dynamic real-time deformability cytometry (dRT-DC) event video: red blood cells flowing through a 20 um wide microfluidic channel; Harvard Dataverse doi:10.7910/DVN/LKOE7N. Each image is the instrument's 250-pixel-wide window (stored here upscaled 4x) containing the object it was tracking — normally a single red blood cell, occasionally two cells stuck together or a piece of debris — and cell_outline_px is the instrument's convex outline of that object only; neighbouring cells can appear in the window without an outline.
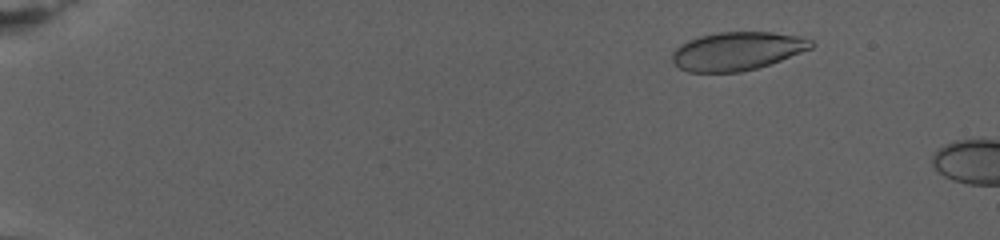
{"species": "human", "species_latin": "Homo sapiens", "temperature_condition": "warm", "stored_images_in_passage": 9, "camera_frame_rate_fps": 3000, "um_per_image_px": 0.085, "donor": {"sex": "female"}, "frame": {"image": 1, "passage_image": 2, "time_ms": 0.333, "image_size_px": [1000, 240], "cell_outline_px": [[816, 44], [812, 48], [780, 60], [756, 68], [740, 72], [688, 72], [680, 68], [672, 60], [672, 52], [680, 44], [688, 40], [700, 36], [720, 32], [772, 32], [796, 36], [812, 40]], "centroid_in_image_um": [62.64, 4.34], "position_along_channel_um": 22.4, "area_um2": 30.87}}